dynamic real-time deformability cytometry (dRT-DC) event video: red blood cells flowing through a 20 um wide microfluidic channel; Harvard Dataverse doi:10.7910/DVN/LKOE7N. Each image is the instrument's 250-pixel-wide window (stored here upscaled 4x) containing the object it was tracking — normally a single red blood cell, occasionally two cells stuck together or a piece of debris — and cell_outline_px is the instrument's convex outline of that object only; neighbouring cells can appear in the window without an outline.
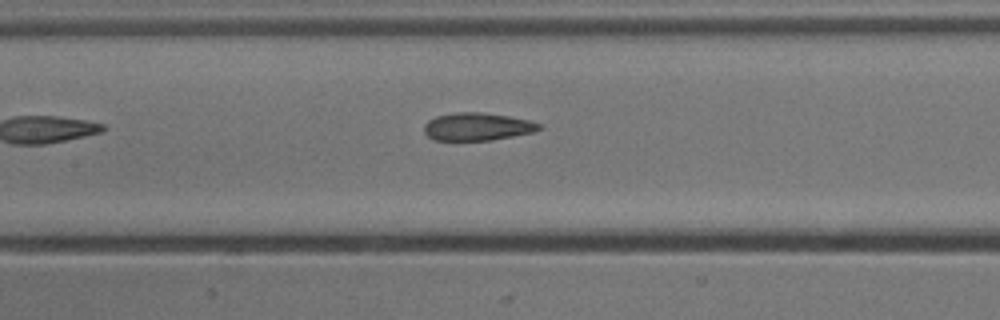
{"species": "common noctule bat (a hibernating species)", "species_latin": "Nyctalus noctula", "temperature_condition": "cold", "stored_images_in_passage": 6, "camera_frame_rate_fps": 3000, "um_per_image_px": 0.085, "animal": {"sex": "male", "body_mass_g": 13.3}, "frame": {"image": 1, "passage_image": 6, "time_ms": 1.667, "image_size_px": [1000, 320], "cell_outline_px": [[544, 128], [536, 132], [492, 140], [436, 140], [428, 136], [424, 132], [424, 124], [428, 120], [436, 116], [456, 112], [484, 112], [508, 116], [528, 120], [540, 124]], "centroid_in_image_um": [40.6, 10.76], "position_along_channel_um": 166.8, "area_um2": 18.73}}